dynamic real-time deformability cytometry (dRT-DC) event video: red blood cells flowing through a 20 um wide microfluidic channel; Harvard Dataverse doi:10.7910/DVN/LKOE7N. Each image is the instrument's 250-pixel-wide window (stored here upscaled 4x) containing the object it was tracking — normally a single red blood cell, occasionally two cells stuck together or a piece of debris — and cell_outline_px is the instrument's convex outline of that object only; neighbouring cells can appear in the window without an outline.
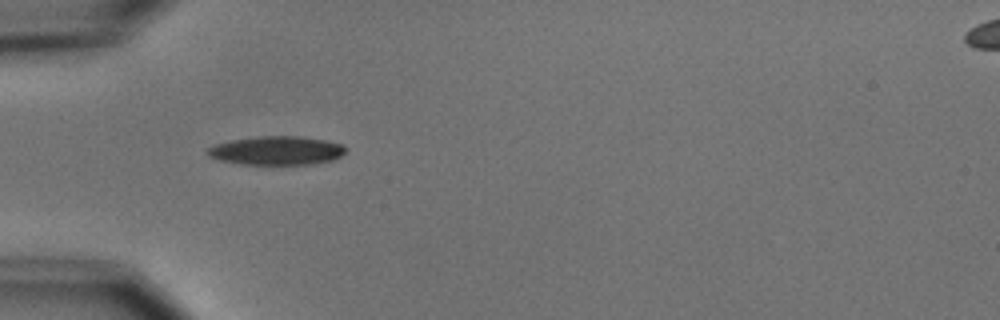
{"species": "common noctule bat (a hibernating species)", "species_latin": "Nyctalus noctula", "temperature_condition": "cold", "stored_images_in_passage": 1, "camera_frame_rate_fps": 3000, "um_per_image_px": 0.085, "animal": {"sex": "male", "body_mass_g": 15.6}, "frame": {"image": 1, "passage_image": 1, "time_ms": 0.0, "image_size_px": [1000, 320], "cell_outline_px": [[344, 152], [340, 156], [332, 160], [312, 164], [240, 164], [220, 160], [208, 156], [204, 152], [208, 148], [216, 144], [232, 140], [260, 136], [300, 136], [324, 140], [344, 144]], "centroid_in_image_um": [23.49, 12.8], "position_along_channel_um": 61.5, "area_um2": 23.0}}